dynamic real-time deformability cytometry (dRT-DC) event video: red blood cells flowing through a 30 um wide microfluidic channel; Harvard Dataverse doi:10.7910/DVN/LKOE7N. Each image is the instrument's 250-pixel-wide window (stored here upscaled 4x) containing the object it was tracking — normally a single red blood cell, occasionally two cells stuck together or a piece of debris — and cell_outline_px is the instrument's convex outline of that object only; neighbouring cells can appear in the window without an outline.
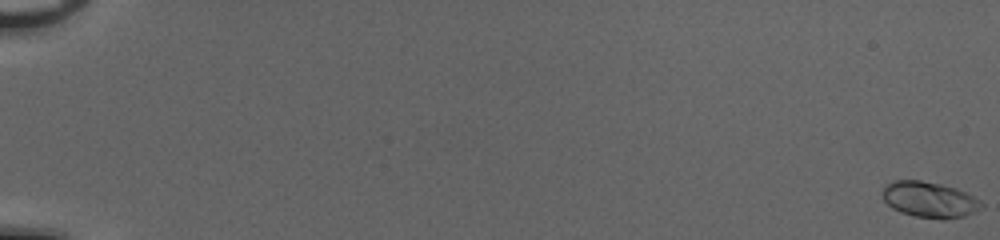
{"species": "common noctule bat (a hibernating species)", "species_latin": "Nyctalus noctula", "temperature_condition": "cold", "stored_images_in_passage": 43, "camera_frame_rate_fps": 3000, "um_per_image_px": 0.085, "animal": {"sex": "female", "body_mass_g": 20.0, "forearm_length_mm": 54.0}, "frame": {"image": 1, "passage_image": 1, "time_ms": 0.0, "image_size_px": [1000, 240], "cell_outline_px": [[984, 204], [972, 212], [964, 216], [944, 220], [940, 220], [916, 216], [900, 212], [892, 208], [880, 196], [880, 192], [892, 180], [920, 180], [940, 184], [956, 188], [980, 200]], "centroid_in_image_um": [78.95, 16.97], "position_along_channel_um": 6.0, "area_um2": 20.63}}
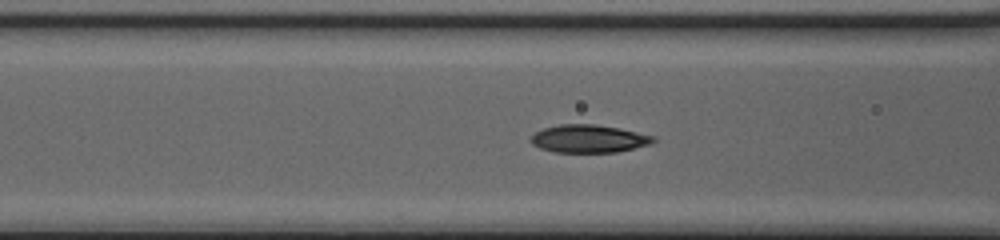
{"frame": {"image": 2, "passage_image": 25, "time_ms": 8.0, "image_size_px": [1000, 240], "cell_outline_px": [[656, 140], [652, 144], [616, 152], [552, 152], [540, 148], [532, 144], [528, 140], [536, 132], [544, 128], [560, 124], [596, 124], [620, 128], [656, 136]], "centroid_in_image_um": [50.06, 11.79], "position_along_channel_um": 116.5, "area_um2": 20.06}}
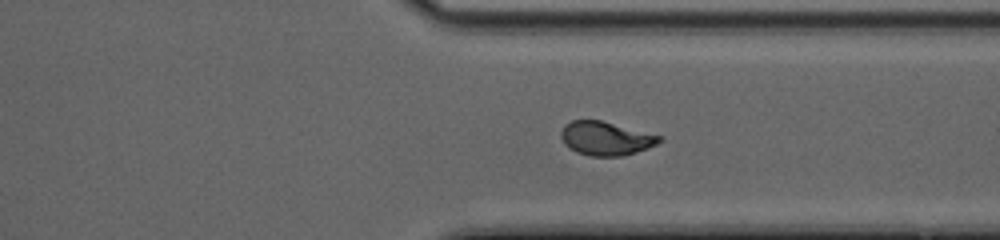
{"frame": {"image": 3, "passage_image": 43, "time_ms": 14.0, "image_size_px": [1000, 240], "cell_outline_px": [[664, 140], [648, 148], [624, 156], [588, 156], [576, 152], [568, 148], [564, 144], [560, 136], [560, 132], [564, 124], [572, 120], [600, 120], [664, 136]], "centroid_in_image_um": [51.49, 11.77], "position_along_channel_um": 359.9, "area_um2": 19.65}}